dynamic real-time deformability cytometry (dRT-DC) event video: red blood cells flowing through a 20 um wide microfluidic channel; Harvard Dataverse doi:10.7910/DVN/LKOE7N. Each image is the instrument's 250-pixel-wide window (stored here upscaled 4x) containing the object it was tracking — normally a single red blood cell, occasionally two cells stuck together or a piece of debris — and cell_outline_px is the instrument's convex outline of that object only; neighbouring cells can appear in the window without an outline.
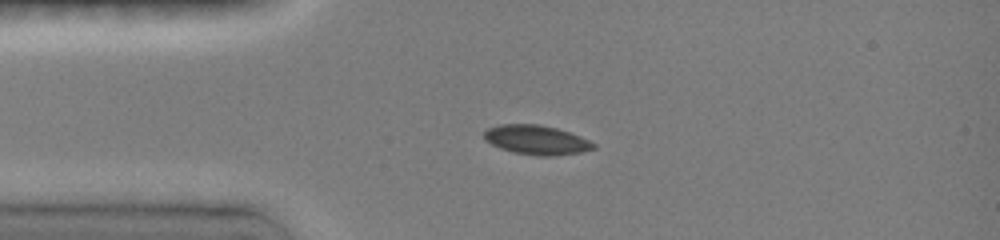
{"species": "common noctule bat (a hibernating species)", "species_latin": "Nyctalus noctula", "temperature_condition": "room temperature", "stored_images_in_passage": 47, "camera_frame_rate_fps": 3000, "um_per_image_px": 0.085, "animal": {"sex": "female", "body_mass_g": 19.0, "forearm_length_mm": 51.5}, "frame": {"image": 1, "passage_image": 10, "time_ms": 3.0, "image_size_px": [1000, 240], "cell_outline_px": [[596, 148], [580, 152], [552, 156], [536, 156], [512, 152], [500, 148], [484, 140], [484, 132], [488, 128], [500, 124], [540, 124], [556, 128], [580, 136], [596, 144]], "centroid_in_image_um": [45.58, 11.89], "position_along_channel_um": 39.4, "area_um2": 18.73}}
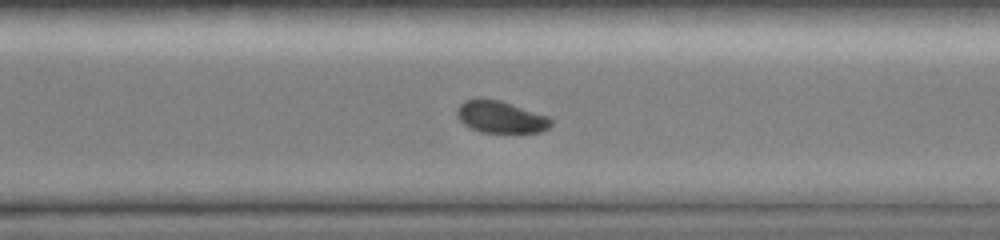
{"frame": {"image": 2, "passage_image": 33, "time_ms": 10.667, "image_size_px": [1000, 240], "cell_outline_px": [[552, 124], [548, 128], [540, 132], [480, 132], [464, 124], [456, 116], [456, 108], [464, 100], [480, 96], [500, 100], [548, 116], [552, 120]], "centroid_in_image_um": [42.51, 9.91], "position_along_channel_um": 328.1, "area_um2": 17.74}}
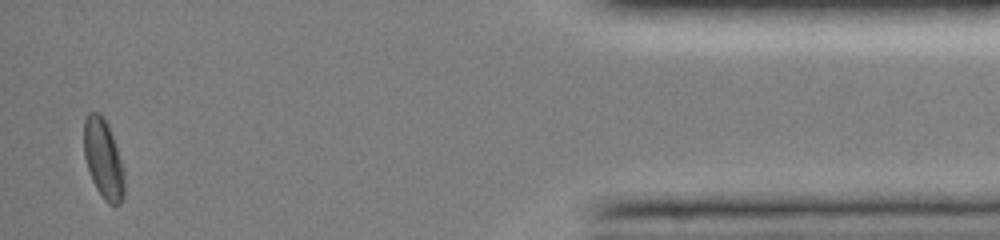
{"frame": {"image": 3, "passage_image": 45, "time_ms": 14.667, "image_size_px": [1000, 240], "cell_outline_px": [[124, 196], [120, 204], [108, 204], [104, 200], [96, 188], [92, 180], [84, 156], [84, 120], [88, 112], [100, 112], [108, 124], [124, 172]], "centroid_in_image_um": [8.77, 13.51], "position_along_channel_um": 426.4, "area_um2": 18.55}, "authors_computed_cell_mechanics": {"area_um2": 18.5538, "velocity_mm_per_s": 4.0053, "shape_relaxation_time_tau1_ms": 2.4543, "shape_relaxation_time_tau2_ms": null, "deformation_change_tau1": 0.0831, "deformation_change_tau2": null}}